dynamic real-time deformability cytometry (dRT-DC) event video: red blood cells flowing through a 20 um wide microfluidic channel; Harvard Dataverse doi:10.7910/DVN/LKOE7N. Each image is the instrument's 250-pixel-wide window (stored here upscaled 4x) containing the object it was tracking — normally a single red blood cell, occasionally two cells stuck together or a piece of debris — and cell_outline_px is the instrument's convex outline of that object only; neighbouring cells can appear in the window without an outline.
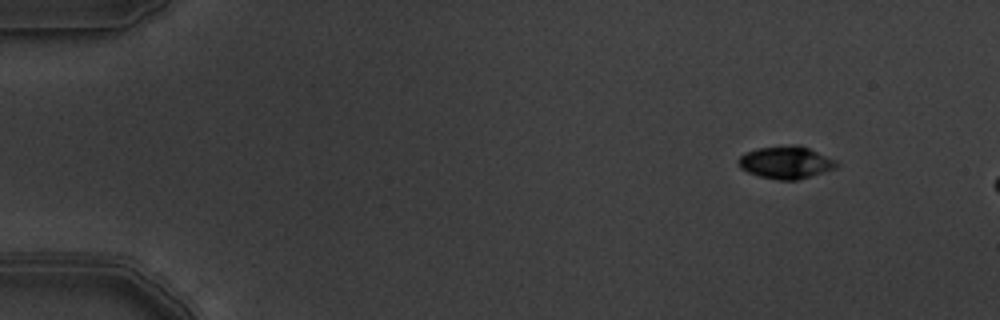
{"species": "common noctule bat (a hibernating species)", "species_latin": "Nyctalus noctula", "temperature_condition": "warm", "stored_images_in_passage": 4, "camera_frame_rate_fps": 3000, "um_per_image_px": 0.085, "animal": {"sex": "male", "body_mass_g": 19.5, "forearm_length_mm": 54.6}, "frame": {"image": 1, "passage_image": 1, "time_ms": 0.0, "image_size_px": [1000, 320], "cell_outline_px": [[840, 164], [836, 168], [796, 180], [780, 180], [760, 176], [748, 172], [740, 168], [736, 160], [744, 152], [756, 148], [788, 144], [800, 144], [836, 160]], "centroid_in_image_um": [66.78, 13.78], "position_along_channel_um": 18.2, "area_um2": 18.79}}